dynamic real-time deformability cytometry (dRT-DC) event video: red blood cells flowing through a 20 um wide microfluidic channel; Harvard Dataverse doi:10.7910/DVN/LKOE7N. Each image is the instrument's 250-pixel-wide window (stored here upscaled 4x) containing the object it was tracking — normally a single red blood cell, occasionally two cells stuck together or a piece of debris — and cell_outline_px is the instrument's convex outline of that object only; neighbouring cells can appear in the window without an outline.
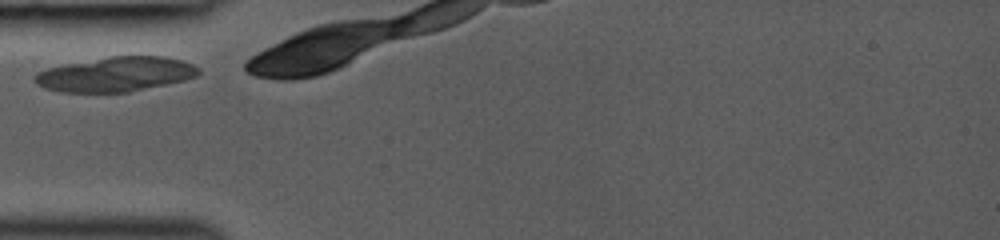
{"species": "common noctule bat (a hibernating species)", "species_latin": "Nyctalus noctula", "temperature_condition": "room temperature", "stored_images_in_passage": 3, "camera_frame_rate_fps": 3000, "um_per_image_px": 0.085, "animal": {"sex": "female", "body_mass_g": 19.0, "forearm_length_mm": 53.3}, "frame": {"image": 1, "passage_image": 1, "time_ms": 0.0, "image_size_px": [1000, 240], "cell_outline_px": [[200, 72], [196, 76], [184, 80], [128, 92], [60, 92], [44, 88], [36, 84], [32, 80], [32, 76], [36, 72], [48, 68], [108, 56], [164, 56], [180, 60], [192, 64], [200, 68]], "centroid_in_image_um": [9.79, 6.31], "position_along_channel_um": 75.2, "area_um2": 33.0}}